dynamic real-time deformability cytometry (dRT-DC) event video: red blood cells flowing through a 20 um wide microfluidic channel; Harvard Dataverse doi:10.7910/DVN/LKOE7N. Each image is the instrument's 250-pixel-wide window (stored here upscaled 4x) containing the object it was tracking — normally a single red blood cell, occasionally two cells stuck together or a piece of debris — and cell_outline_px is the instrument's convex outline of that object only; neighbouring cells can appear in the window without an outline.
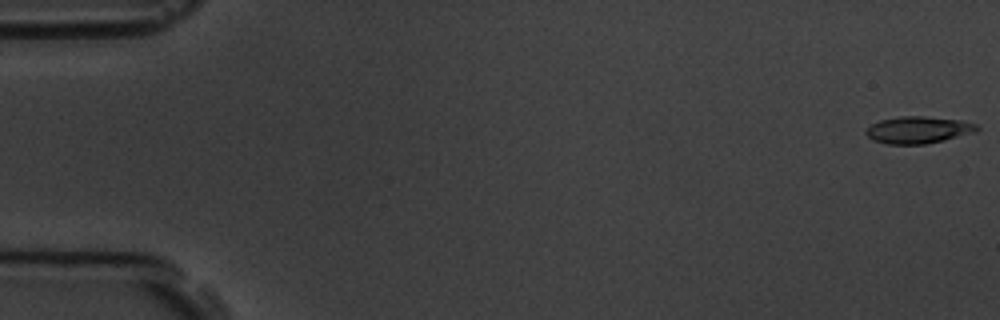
{"species": "common noctule bat (a hibernating species)", "species_latin": "Nyctalus noctula", "temperature_condition": "room temperature", "stored_images_in_passage": 5, "camera_frame_rate_fps": 3000, "um_per_image_px": 0.085, "animal": {"sex": "male", "body_mass_g": 19.5, "forearm_length_mm": 54.6}, "frame": {"image": 1, "passage_image": 1, "time_ms": 0.0, "image_size_px": [1000, 320], "cell_outline_px": [[980, 128], [976, 132], [944, 140], [924, 144], [888, 144], [872, 140], [864, 132], [872, 124], [880, 120], [900, 116], [924, 116], [960, 120], [976, 124]], "centroid_in_image_um": [78.05, 11.04], "position_along_channel_um": 6.9, "area_um2": 17.4}}
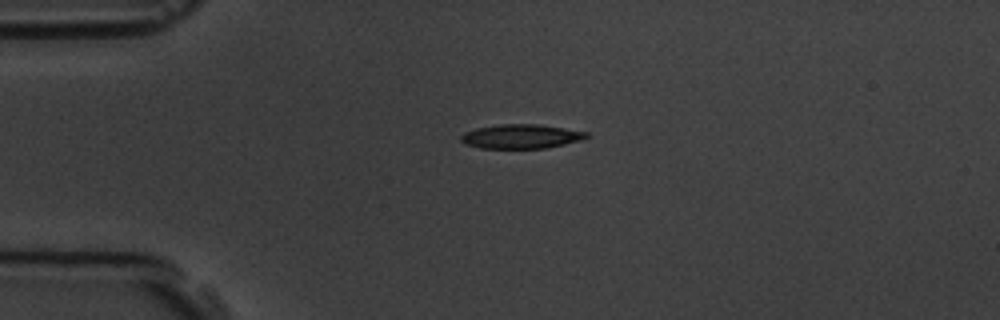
{"frame": {"image": 2, "passage_image": 4, "time_ms": 4.333, "image_size_px": [1000, 320], "cell_outline_px": [[592, 136], [584, 140], [544, 148], [480, 148], [464, 144], [460, 140], [460, 136], [464, 132], [476, 128], [500, 124], [536, 124], [588, 132]], "centroid_in_image_um": [44.3, 11.6], "position_along_channel_um": 40.7, "area_um2": 17.8}}